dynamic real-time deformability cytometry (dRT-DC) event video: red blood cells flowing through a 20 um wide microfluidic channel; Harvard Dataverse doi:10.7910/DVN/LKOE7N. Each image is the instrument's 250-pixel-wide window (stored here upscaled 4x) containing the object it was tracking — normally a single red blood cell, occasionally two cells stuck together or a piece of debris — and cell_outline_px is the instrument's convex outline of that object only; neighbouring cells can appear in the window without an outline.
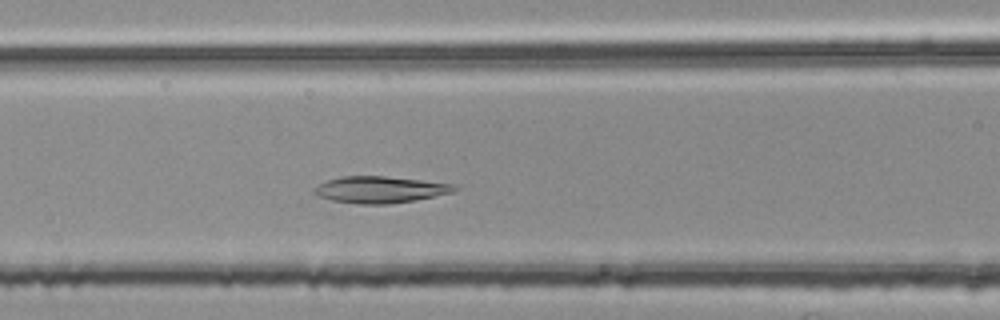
{"species": "common noctule bat (a hibernating species)", "species_latin": "Nyctalus noctula", "temperature_condition": "room temperature", "stored_images_in_passage": 39, "camera_frame_rate_fps": 3000, "um_per_image_px": 0.085, "animal": {"sex": "female", "body_mass_g": 25.1}, "frame": {"image": 1, "passage_image": 16, "time_ms": 5.0, "image_size_px": [1000, 320], "cell_outline_px": [[460, 188], [452, 192], [416, 200], [388, 204], [360, 204], [332, 200], [316, 196], [312, 192], [312, 188], [328, 180], [340, 176], [384, 176], [456, 184]], "centroid_in_image_um": [32.29, 16.12], "position_along_channel_um": 134.3, "area_um2": 21.79}}
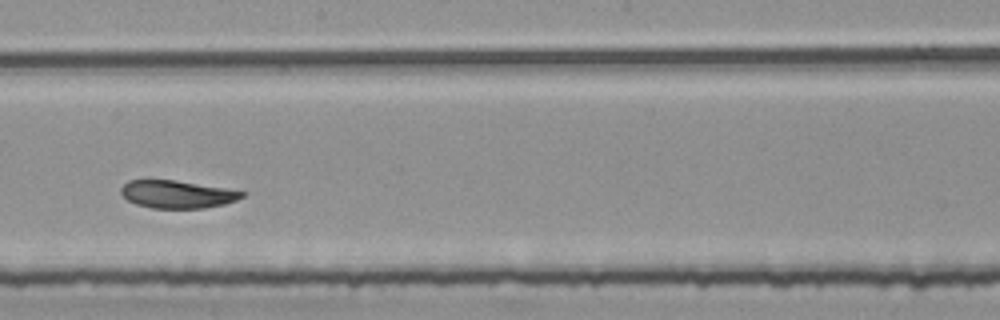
{"frame": {"image": 2, "passage_image": 24, "time_ms": 7.667, "image_size_px": [1000, 320], "cell_outline_px": [[248, 192], [244, 196], [236, 200], [224, 204], [204, 208], [152, 208], [136, 204], [128, 200], [120, 192], [120, 188], [128, 180], [176, 180]], "centroid_in_image_um": [15.06, 16.51], "position_along_channel_um": 233.1, "area_um2": 19.48}}
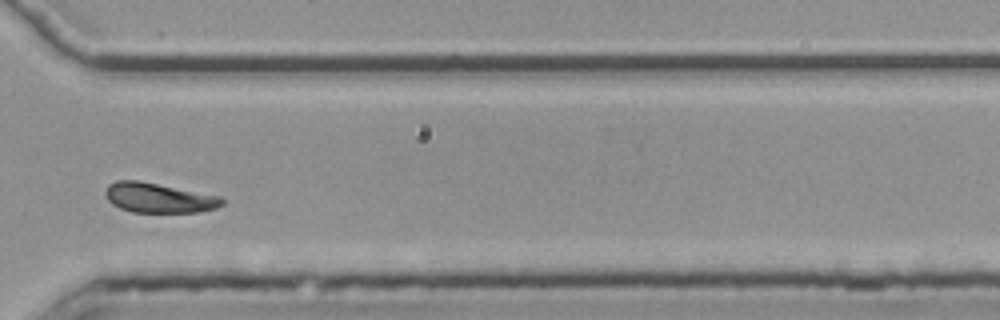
{"frame": {"image": 3, "passage_image": 34, "time_ms": 11.0, "image_size_px": [1000, 320], "cell_outline_px": [[224, 204], [216, 208], [196, 212], [132, 212], [120, 208], [112, 204], [108, 200], [104, 192], [108, 184], [116, 180], [136, 180], [220, 196], [224, 200]], "centroid_in_image_um": [13.46, 16.82], "position_along_channel_um": 357.1, "area_um2": 20.11}, "authors_computed_cell_mechanics": {"area_um2": 21.4438, "velocity_mm_per_s": 3.7152, "shape_relaxation_time_tau1_ms": 6.7029, "shape_relaxation_time_tau2_ms": 3.6177, "deformation_change_tau1": 0.1693, "deformation_change_tau2": 0.0654}}